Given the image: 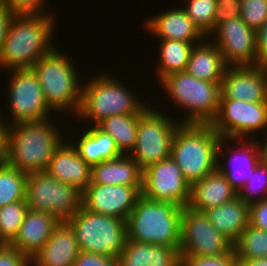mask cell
<instances>
[{
  "label": "cell",
  "mask_w": 267,
  "mask_h": 266,
  "mask_svg": "<svg viewBox=\"0 0 267 266\" xmlns=\"http://www.w3.org/2000/svg\"><path fill=\"white\" fill-rule=\"evenodd\" d=\"M79 252L75 233L66 222H60L51 237L30 259L31 266H73Z\"/></svg>",
  "instance_id": "21"
},
{
  "label": "cell",
  "mask_w": 267,
  "mask_h": 266,
  "mask_svg": "<svg viewBox=\"0 0 267 266\" xmlns=\"http://www.w3.org/2000/svg\"><path fill=\"white\" fill-rule=\"evenodd\" d=\"M83 129L85 130L81 132L82 135L80 134L79 138L75 137V143L72 142L74 138L67 141L71 142L78 155L91 167L122 156L114 139L97 125H90Z\"/></svg>",
  "instance_id": "25"
},
{
  "label": "cell",
  "mask_w": 267,
  "mask_h": 266,
  "mask_svg": "<svg viewBox=\"0 0 267 266\" xmlns=\"http://www.w3.org/2000/svg\"><path fill=\"white\" fill-rule=\"evenodd\" d=\"M30 259L10 244L0 246V266H30Z\"/></svg>",
  "instance_id": "40"
},
{
  "label": "cell",
  "mask_w": 267,
  "mask_h": 266,
  "mask_svg": "<svg viewBox=\"0 0 267 266\" xmlns=\"http://www.w3.org/2000/svg\"><path fill=\"white\" fill-rule=\"evenodd\" d=\"M53 122L50 117L9 126L7 164L26 174L45 171L55 150L65 141Z\"/></svg>",
  "instance_id": "2"
},
{
  "label": "cell",
  "mask_w": 267,
  "mask_h": 266,
  "mask_svg": "<svg viewBox=\"0 0 267 266\" xmlns=\"http://www.w3.org/2000/svg\"><path fill=\"white\" fill-rule=\"evenodd\" d=\"M82 196L77 187L58 181L46 171L28 174V210L48 212L59 222H67L81 209Z\"/></svg>",
  "instance_id": "9"
},
{
  "label": "cell",
  "mask_w": 267,
  "mask_h": 266,
  "mask_svg": "<svg viewBox=\"0 0 267 266\" xmlns=\"http://www.w3.org/2000/svg\"><path fill=\"white\" fill-rule=\"evenodd\" d=\"M186 5L182 8L198 29L211 39L214 31V19L217 9L216 0H185Z\"/></svg>",
  "instance_id": "34"
},
{
  "label": "cell",
  "mask_w": 267,
  "mask_h": 266,
  "mask_svg": "<svg viewBox=\"0 0 267 266\" xmlns=\"http://www.w3.org/2000/svg\"><path fill=\"white\" fill-rule=\"evenodd\" d=\"M73 266H119L118 257L97 255L80 251Z\"/></svg>",
  "instance_id": "41"
},
{
  "label": "cell",
  "mask_w": 267,
  "mask_h": 266,
  "mask_svg": "<svg viewBox=\"0 0 267 266\" xmlns=\"http://www.w3.org/2000/svg\"><path fill=\"white\" fill-rule=\"evenodd\" d=\"M220 139L210 124H181L177 128L171 158L190 185L216 170Z\"/></svg>",
  "instance_id": "5"
},
{
  "label": "cell",
  "mask_w": 267,
  "mask_h": 266,
  "mask_svg": "<svg viewBox=\"0 0 267 266\" xmlns=\"http://www.w3.org/2000/svg\"><path fill=\"white\" fill-rule=\"evenodd\" d=\"M238 197L248 205L267 199V159L259 162L255 173L238 191Z\"/></svg>",
  "instance_id": "35"
},
{
  "label": "cell",
  "mask_w": 267,
  "mask_h": 266,
  "mask_svg": "<svg viewBox=\"0 0 267 266\" xmlns=\"http://www.w3.org/2000/svg\"><path fill=\"white\" fill-rule=\"evenodd\" d=\"M59 224L60 222L48 212L28 210L16 238L10 245L31 259Z\"/></svg>",
  "instance_id": "22"
},
{
  "label": "cell",
  "mask_w": 267,
  "mask_h": 266,
  "mask_svg": "<svg viewBox=\"0 0 267 266\" xmlns=\"http://www.w3.org/2000/svg\"><path fill=\"white\" fill-rule=\"evenodd\" d=\"M220 98L267 102V74L261 65L228 66L220 85Z\"/></svg>",
  "instance_id": "18"
},
{
  "label": "cell",
  "mask_w": 267,
  "mask_h": 266,
  "mask_svg": "<svg viewBox=\"0 0 267 266\" xmlns=\"http://www.w3.org/2000/svg\"><path fill=\"white\" fill-rule=\"evenodd\" d=\"M75 233L80 251L118 257L127 240L126 221L81 209L66 222Z\"/></svg>",
  "instance_id": "8"
},
{
  "label": "cell",
  "mask_w": 267,
  "mask_h": 266,
  "mask_svg": "<svg viewBox=\"0 0 267 266\" xmlns=\"http://www.w3.org/2000/svg\"><path fill=\"white\" fill-rule=\"evenodd\" d=\"M249 225L267 231V199L249 205Z\"/></svg>",
  "instance_id": "42"
},
{
  "label": "cell",
  "mask_w": 267,
  "mask_h": 266,
  "mask_svg": "<svg viewBox=\"0 0 267 266\" xmlns=\"http://www.w3.org/2000/svg\"><path fill=\"white\" fill-rule=\"evenodd\" d=\"M237 266H267V258L238 260Z\"/></svg>",
  "instance_id": "46"
},
{
  "label": "cell",
  "mask_w": 267,
  "mask_h": 266,
  "mask_svg": "<svg viewBox=\"0 0 267 266\" xmlns=\"http://www.w3.org/2000/svg\"><path fill=\"white\" fill-rule=\"evenodd\" d=\"M159 82L172 103L186 111L181 124H211L216 117L221 83L197 79L186 71L168 74Z\"/></svg>",
  "instance_id": "7"
},
{
  "label": "cell",
  "mask_w": 267,
  "mask_h": 266,
  "mask_svg": "<svg viewBox=\"0 0 267 266\" xmlns=\"http://www.w3.org/2000/svg\"><path fill=\"white\" fill-rule=\"evenodd\" d=\"M67 142L63 141L55 150L45 171L58 181L73 185L83 192L91 182L92 167Z\"/></svg>",
  "instance_id": "20"
},
{
  "label": "cell",
  "mask_w": 267,
  "mask_h": 266,
  "mask_svg": "<svg viewBox=\"0 0 267 266\" xmlns=\"http://www.w3.org/2000/svg\"><path fill=\"white\" fill-rule=\"evenodd\" d=\"M180 256H220L233 251V243L221 234L204 212L183 208Z\"/></svg>",
  "instance_id": "13"
},
{
  "label": "cell",
  "mask_w": 267,
  "mask_h": 266,
  "mask_svg": "<svg viewBox=\"0 0 267 266\" xmlns=\"http://www.w3.org/2000/svg\"><path fill=\"white\" fill-rule=\"evenodd\" d=\"M28 174L11 167L0 166V207L16 201H26V182Z\"/></svg>",
  "instance_id": "31"
},
{
  "label": "cell",
  "mask_w": 267,
  "mask_h": 266,
  "mask_svg": "<svg viewBox=\"0 0 267 266\" xmlns=\"http://www.w3.org/2000/svg\"><path fill=\"white\" fill-rule=\"evenodd\" d=\"M108 75L106 72L100 76L98 74L92 79L90 77L87 83H83L85 85H82L78 121L83 119L82 122H88V126L97 125L106 117L141 113L148 106L147 103L140 101L134 95L135 93H132L133 90H129L120 79H116L111 74Z\"/></svg>",
  "instance_id": "6"
},
{
  "label": "cell",
  "mask_w": 267,
  "mask_h": 266,
  "mask_svg": "<svg viewBox=\"0 0 267 266\" xmlns=\"http://www.w3.org/2000/svg\"><path fill=\"white\" fill-rule=\"evenodd\" d=\"M142 186L105 185L89 183L83 191L82 205L95 213L118 217L127 221Z\"/></svg>",
  "instance_id": "17"
},
{
  "label": "cell",
  "mask_w": 267,
  "mask_h": 266,
  "mask_svg": "<svg viewBox=\"0 0 267 266\" xmlns=\"http://www.w3.org/2000/svg\"><path fill=\"white\" fill-rule=\"evenodd\" d=\"M261 66L267 74V57L261 62Z\"/></svg>",
  "instance_id": "48"
},
{
  "label": "cell",
  "mask_w": 267,
  "mask_h": 266,
  "mask_svg": "<svg viewBox=\"0 0 267 266\" xmlns=\"http://www.w3.org/2000/svg\"><path fill=\"white\" fill-rule=\"evenodd\" d=\"M211 42L206 37L194 45L185 71L197 79L221 83L228 65L217 46Z\"/></svg>",
  "instance_id": "26"
},
{
  "label": "cell",
  "mask_w": 267,
  "mask_h": 266,
  "mask_svg": "<svg viewBox=\"0 0 267 266\" xmlns=\"http://www.w3.org/2000/svg\"><path fill=\"white\" fill-rule=\"evenodd\" d=\"M13 15L46 14L48 0H1Z\"/></svg>",
  "instance_id": "38"
},
{
  "label": "cell",
  "mask_w": 267,
  "mask_h": 266,
  "mask_svg": "<svg viewBox=\"0 0 267 266\" xmlns=\"http://www.w3.org/2000/svg\"><path fill=\"white\" fill-rule=\"evenodd\" d=\"M140 113L113 115L104 118L97 126L108 133L122 155L134 150Z\"/></svg>",
  "instance_id": "29"
},
{
  "label": "cell",
  "mask_w": 267,
  "mask_h": 266,
  "mask_svg": "<svg viewBox=\"0 0 267 266\" xmlns=\"http://www.w3.org/2000/svg\"><path fill=\"white\" fill-rule=\"evenodd\" d=\"M260 141L261 140L256 139H238L237 141V139L222 137L220 139L217 149L216 169L226 177L227 181L237 192L255 173L256 166L264 158ZM229 142L231 144H237L236 146L234 144L232 146ZM223 156L229 159V162L225 161V164H227L226 166L221 162L222 159H226Z\"/></svg>",
  "instance_id": "16"
},
{
  "label": "cell",
  "mask_w": 267,
  "mask_h": 266,
  "mask_svg": "<svg viewBox=\"0 0 267 266\" xmlns=\"http://www.w3.org/2000/svg\"><path fill=\"white\" fill-rule=\"evenodd\" d=\"M212 35L214 38L212 37L211 41L217 46L228 66L258 65L256 30L240 17L219 24L210 36Z\"/></svg>",
  "instance_id": "15"
},
{
  "label": "cell",
  "mask_w": 267,
  "mask_h": 266,
  "mask_svg": "<svg viewBox=\"0 0 267 266\" xmlns=\"http://www.w3.org/2000/svg\"><path fill=\"white\" fill-rule=\"evenodd\" d=\"M210 125L222 138L255 139L254 134L262 131L264 135L267 128V102L220 98L217 115Z\"/></svg>",
  "instance_id": "12"
},
{
  "label": "cell",
  "mask_w": 267,
  "mask_h": 266,
  "mask_svg": "<svg viewBox=\"0 0 267 266\" xmlns=\"http://www.w3.org/2000/svg\"><path fill=\"white\" fill-rule=\"evenodd\" d=\"M183 208L142 194L126 221L127 240L180 247Z\"/></svg>",
  "instance_id": "3"
},
{
  "label": "cell",
  "mask_w": 267,
  "mask_h": 266,
  "mask_svg": "<svg viewBox=\"0 0 267 266\" xmlns=\"http://www.w3.org/2000/svg\"><path fill=\"white\" fill-rule=\"evenodd\" d=\"M203 212L210 223L232 243L249 225V205L239 197Z\"/></svg>",
  "instance_id": "27"
},
{
  "label": "cell",
  "mask_w": 267,
  "mask_h": 266,
  "mask_svg": "<svg viewBox=\"0 0 267 266\" xmlns=\"http://www.w3.org/2000/svg\"><path fill=\"white\" fill-rule=\"evenodd\" d=\"M240 18L257 30L267 20V0H240Z\"/></svg>",
  "instance_id": "36"
},
{
  "label": "cell",
  "mask_w": 267,
  "mask_h": 266,
  "mask_svg": "<svg viewBox=\"0 0 267 266\" xmlns=\"http://www.w3.org/2000/svg\"><path fill=\"white\" fill-rule=\"evenodd\" d=\"M152 108L149 105L139 114L136 143L130 153L141 170L171 157L172 140L181 125L162 110Z\"/></svg>",
  "instance_id": "10"
},
{
  "label": "cell",
  "mask_w": 267,
  "mask_h": 266,
  "mask_svg": "<svg viewBox=\"0 0 267 266\" xmlns=\"http://www.w3.org/2000/svg\"><path fill=\"white\" fill-rule=\"evenodd\" d=\"M195 44L178 40H159L156 76L160 81L168 74L185 71L190 53Z\"/></svg>",
  "instance_id": "30"
},
{
  "label": "cell",
  "mask_w": 267,
  "mask_h": 266,
  "mask_svg": "<svg viewBox=\"0 0 267 266\" xmlns=\"http://www.w3.org/2000/svg\"><path fill=\"white\" fill-rule=\"evenodd\" d=\"M144 24V30L160 40L200 43L206 37L182 7L167 9L155 16L153 15L144 21Z\"/></svg>",
  "instance_id": "19"
},
{
  "label": "cell",
  "mask_w": 267,
  "mask_h": 266,
  "mask_svg": "<svg viewBox=\"0 0 267 266\" xmlns=\"http://www.w3.org/2000/svg\"><path fill=\"white\" fill-rule=\"evenodd\" d=\"M7 71L10 75L9 82H7L9 87L5 90L8 91L9 110L7 111L10 114L6 119L0 112V120L9 127L22 122L50 118L52 110L45 101L41 85L33 69H9Z\"/></svg>",
  "instance_id": "11"
},
{
  "label": "cell",
  "mask_w": 267,
  "mask_h": 266,
  "mask_svg": "<svg viewBox=\"0 0 267 266\" xmlns=\"http://www.w3.org/2000/svg\"><path fill=\"white\" fill-rule=\"evenodd\" d=\"M91 182L105 185L142 186V170L130 155L92 166Z\"/></svg>",
  "instance_id": "28"
},
{
  "label": "cell",
  "mask_w": 267,
  "mask_h": 266,
  "mask_svg": "<svg viewBox=\"0 0 267 266\" xmlns=\"http://www.w3.org/2000/svg\"><path fill=\"white\" fill-rule=\"evenodd\" d=\"M54 18L55 13L13 15L0 50V69L32 68L55 45Z\"/></svg>",
  "instance_id": "1"
},
{
  "label": "cell",
  "mask_w": 267,
  "mask_h": 266,
  "mask_svg": "<svg viewBox=\"0 0 267 266\" xmlns=\"http://www.w3.org/2000/svg\"><path fill=\"white\" fill-rule=\"evenodd\" d=\"M238 197V192L217 169L202 180L191 184L190 198L187 207L203 212L206 209L220 206Z\"/></svg>",
  "instance_id": "23"
},
{
  "label": "cell",
  "mask_w": 267,
  "mask_h": 266,
  "mask_svg": "<svg viewBox=\"0 0 267 266\" xmlns=\"http://www.w3.org/2000/svg\"><path fill=\"white\" fill-rule=\"evenodd\" d=\"M28 206L26 201H16L0 207V241L10 244L17 236Z\"/></svg>",
  "instance_id": "33"
},
{
  "label": "cell",
  "mask_w": 267,
  "mask_h": 266,
  "mask_svg": "<svg viewBox=\"0 0 267 266\" xmlns=\"http://www.w3.org/2000/svg\"><path fill=\"white\" fill-rule=\"evenodd\" d=\"M217 9L214 19V29L221 23L233 18H239L241 14L240 0H216Z\"/></svg>",
  "instance_id": "39"
},
{
  "label": "cell",
  "mask_w": 267,
  "mask_h": 266,
  "mask_svg": "<svg viewBox=\"0 0 267 266\" xmlns=\"http://www.w3.org/2000/svg\"><path fill=\"white\" fill-rule=\"evenodd\" d=\"M8 126L0 120V166L7 163Z\"/></svg>",
  "instance_id": "45"
},
{
  "label": "cell",
  "mask_w": 267,
  "mask_h": 266,
  "mask_svg": "<svg viewBox=\"0 0 267 266\" xmlns=\"http://www.w3.org/2000/svg\"><path fill=\"white\" fill-rule=\"evenodd\" d=\"M237 260L267 258V231L250 225L233 243Z\"/></svg>",
  "instance_id": "32"
},
{
  "label": "cell",
  "mask_w": 267,
  "mask_h": 266,
  "mask_svg": "<svg viewBox=\"0 0 267 266\" xmlns=\"http://www.w3.org/2000/svg\"><path fill=\"white\" fill-rule=\"evenodd\" d=\"M190 189V183L171 157L142 170L141 194L149 199L184 208L189 202Z\"/></svg>",
  "instance_id": "14"
},
{
  "label": "cell",
  "mask_w": 267,
  "mask_h": 266,
  "mask_svg": "<svg viewBox=\"0 0 267 266\" xmlns=\"http://www.w3.org/2000/svg\"><path fill=\"white\" fill-rule=\"evenodd\" d=\"M256 53L258 55V65L267 57V20L256 30Z\"/></svg>",
  "instance_id": "43"
},
{
  "label": "cell",
  "mask_w": 267,
  "mask_h": 266,
  "mask_svg": "<svg viewBox=\"0 0 267 266\" xmlns=\"http://www.w3.org/2000/svg\"><path fill=\"white\" fill-rule=\"evenodd\" d=\"M264 138H262L261 140V142H260V145H262L261 146V150H262V152H263V156H264V158L265 159H267V128H266V130H265V132H264ZM266 137V138H265ZM265 140V141H264ZM264 142V143H263Z\"/></svg>",
  "instance_id": "47"
},
{
  "label": "cell",
  "mask_w": 267,
  "mask_h": 266,
  "mask_svg": "<svg viewBox=\"0 0 267 266\" xmlns=\"http://www.w3.org/2000/svg\"><path fill=\"white\" fill-rule=\"evenodd\" d=\"M71 61L54 46L32 66L52 113L71 111L74 116L78 114L83 84L79 81L81 73Z\"/></svg>",
  "instance_id": "4"
},
{
  "label": "cell",
  "mask_w": 267,
  "mask_h": 266,
  "mask_svg": "<svg viewBox=\"0 0 267 266\" xmlns=\"http://www.w3.org/2000/svg\"><path fill=\"white\" fill-rule=\"evenodd\" d=\"M237 261L234 251L220 256H180V263L183 266H237Z\"/></svg>",
  "instance_id": "37"
},
{
  "label": "cell",
  "mask_w": 267,
  "mask_h": 266,
  "mask_svg": "<svg viewBox=\"0 0 267 266\" xmlns=\"http://www.w3.org/2000/svg\"><path fill=\"white\" fill-rule=\"evenodd\" d=\"M179 248L126 240L118 263L119 266H177Z\"/></svg>",
  "instance_id": "24"
},
{
  "label": "cell",
  "mask_w": 267,
  "mask_h": 266,
  "mask_svg": "<svg viewBox=\"0 0 267 266\" xmlns=\"http://www.w3.org/2000/svg\"><path fill=\"white\" fill-rule=\"evenodd\" d=\"M13 14L7 9V7L0 3V50L4 39L6 37L7 29Z\"/></svg>",
  "instance_id": "44"
}]
</instances>
